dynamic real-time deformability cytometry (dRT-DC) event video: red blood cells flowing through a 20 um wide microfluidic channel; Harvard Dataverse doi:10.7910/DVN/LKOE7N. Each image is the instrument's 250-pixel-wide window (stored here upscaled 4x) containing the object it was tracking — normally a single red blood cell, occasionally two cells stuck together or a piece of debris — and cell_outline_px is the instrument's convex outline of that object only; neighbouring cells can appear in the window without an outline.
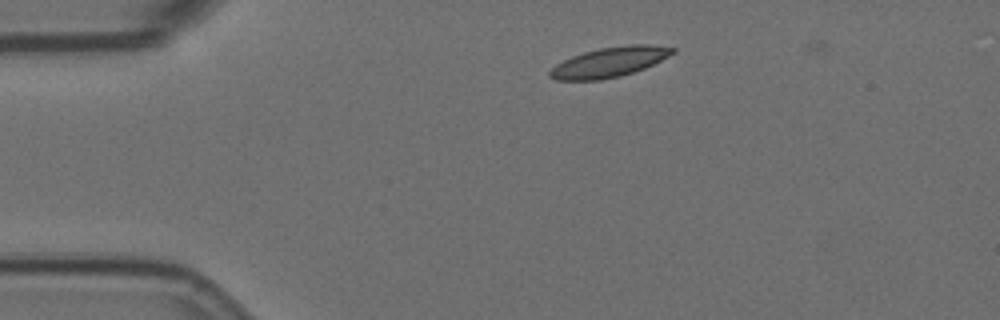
{"species": "Egyptian fruit bat (a non-hibernating species)", "species_latin": "Rousettus aegyptiacus", "temperature_condition": "room temperature", "stored_images_in_passage": 8, "camera_frame_rate_fps": 3000, "um_per_image_px": 0.085, "animal": {"sex": "female"}, "frame": {"image": 1, "passage_image": 2, "time_ms": 0.333, "image_size_px": [1000, 320], "cell_outline_px": [[676, 52], [644, 68], [620, 76], [600, 80], [556, 80], [548, 76], [548, 72], [556, 64], [572, 56], [584, 52], [600, 48], [628, 44], [652, 44], [676, 48]], "centroid_in_image_um": [51.8, 5.27], "position_along_channel_um": 33.2, "area_um2": 21.33}}
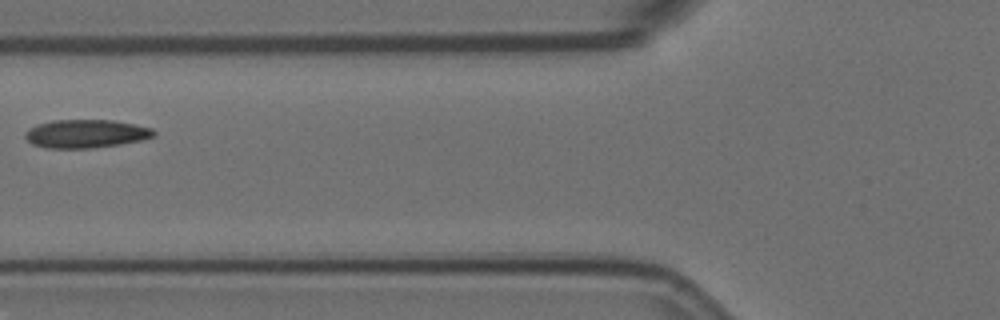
{"frame": {"image": 2, "passage_image": 5, "time_ms": 1.333, "image_size_px": [1000, 320], "cell_outline_px": [[156, 136], [144, 140], [120, 144], [92, 148], [48, 148], [32, 144], [24, 136], [24, 132], [28, 128], [52, 120], [112, 120], [152, 128], [156, 132]], "centroid_in_image_um": [7.32, 11.37], "position_along_channel_um": 118.5, "area_um2": 21.27}}
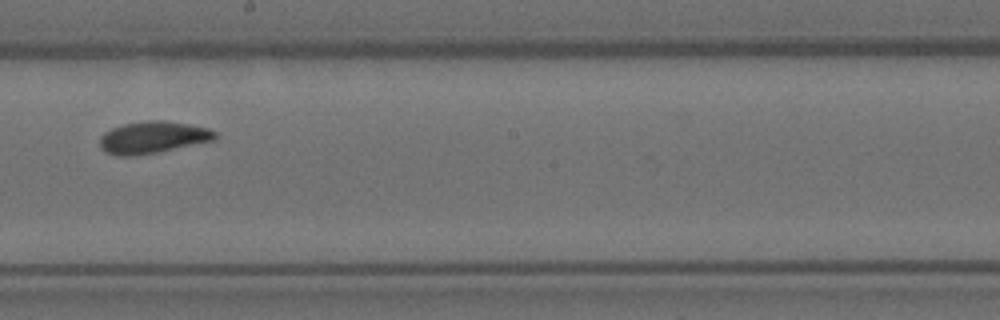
{"frame": {"image": 3, "passage_image": 8, "time_ms": 2.333, "image_size_px": [1000, 320], "cell_outline_px": [[216, 140], [156, 152], [132, 156], [116, 156], [104, 152], [100, 148], [100, 136], [104, 132], [112, 128], [124, 124], [148, 120], [164, 120], [188, 124], [208, 128], [216, 132]], "centroid_in_image_um": [12.96, 11.68], "position_along_channel_um": 235.2, "area_um2": 21.5}}